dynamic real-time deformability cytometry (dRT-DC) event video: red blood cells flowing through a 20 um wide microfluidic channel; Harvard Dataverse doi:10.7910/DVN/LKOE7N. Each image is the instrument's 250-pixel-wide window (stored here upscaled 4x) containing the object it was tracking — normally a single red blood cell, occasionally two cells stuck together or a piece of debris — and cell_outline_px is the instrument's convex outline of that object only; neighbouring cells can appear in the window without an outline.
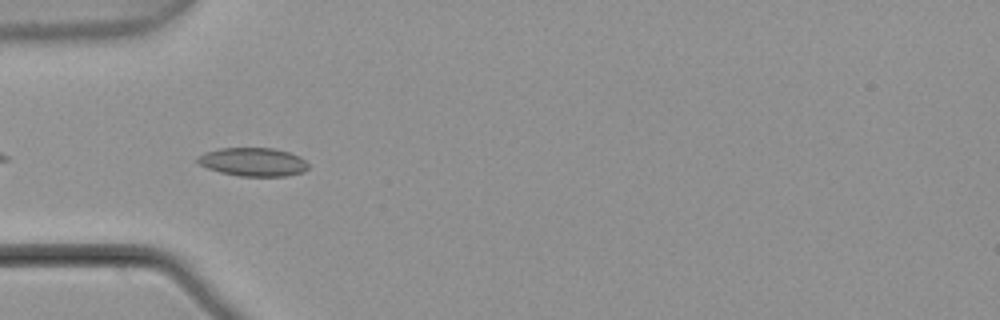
{"species": "common noctule bat (a hibernating species)", "species_latin": "Nyctalus noctula", "temperature_condition": "warm", "stored_images_in_passage": 5, "camera_frame_rate_fps": 3000, "um_per_image_px": 0.085, "animal": {"sex": "male", "body_mass_g": 21.5, "forearm_length_mm": 52.0}, "frame": {"image": 1, "passage_image": 4, "time_ms": 1.0, "image_size_px": [1000, 320], "cell_outline_px": [[308, 168], [304, 172], [284, 176], [240, 176], [220, 172], [208, 168], [200, 164], [196, 160], [196, 156], [204, 152], [220, 148], [272, 148], [288, 152], [300, 156], [308, 164]], "centroid_in_image_um": [21.5, 13.76], "position_along_channel_um": 63.5, "area_um2": 18.38}}
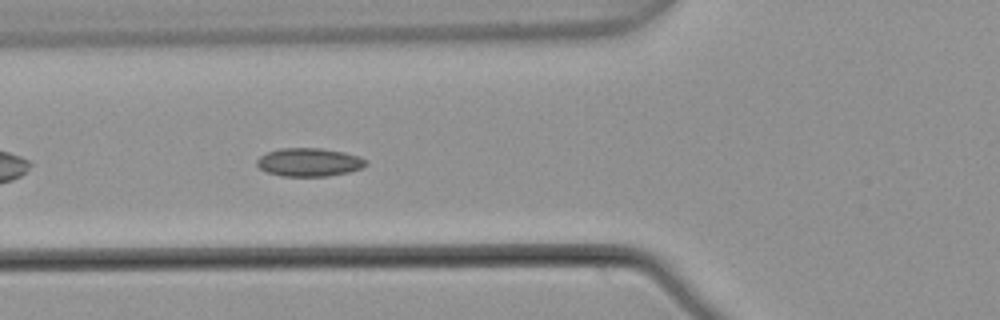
{"frame": {"image": 2, "passage_image": 5, "time_ms": 1.333, "image_size_px": [1000, 320], "cell_outline_px": [[368, 164], [360, 168], [348, 172], [328, 176], [284, 176], [268, 172], [260, 168], [256, 164], [256, 160], [260, 156], [268, 152], [280, 148], [320, 148], [344, 152], [360, 156], [368, 160]], "centroid_in_image_um": [26.3, 13.78], "position_along_channel_um": 99.5, "area_um2": 17.98}}